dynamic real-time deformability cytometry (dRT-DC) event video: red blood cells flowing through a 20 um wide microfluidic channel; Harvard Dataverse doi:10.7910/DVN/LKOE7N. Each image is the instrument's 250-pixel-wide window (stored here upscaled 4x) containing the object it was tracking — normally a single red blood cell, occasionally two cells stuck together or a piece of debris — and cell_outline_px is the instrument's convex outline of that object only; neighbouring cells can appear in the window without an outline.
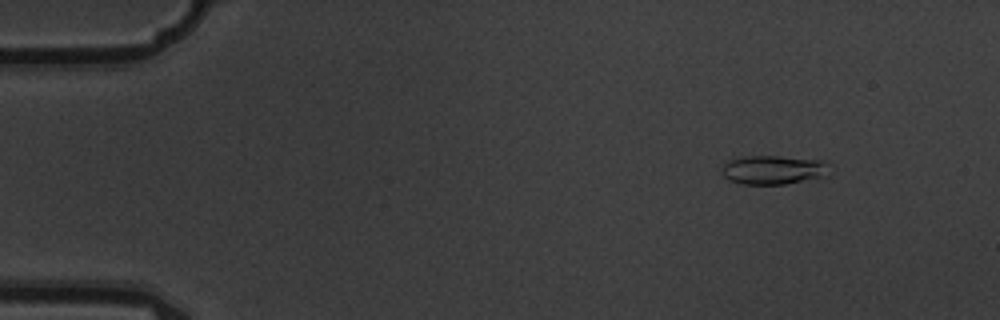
{"species": "common noctule bat (a hibernating species)", "species_latin": "Nyctalus noctula", "temperature_condition": "warm", "stored_images_in_passage": 5, "camera_frame_rate_fps": 3000, "um_per_image_px": 0.085, "animal": {"sex": "male", "body_mass_g": 19.5, "forearm_length_mm": 54.6}, "frame": {"image": 1, "passage_image": 2, "time_ms": 0.333, "image_size_px": [1000, 320], "cell_outline_px": [[828, 176], [784, 184], [744, 184], [728, 180], [724, 176], [724, 164], [728, 160], [744, 156], [780, 156], [824, 160]], "centroid_in_image_um": [65.73, 14.43], "position_along_channel_um": 19.3, "area_um2": 17.98}}